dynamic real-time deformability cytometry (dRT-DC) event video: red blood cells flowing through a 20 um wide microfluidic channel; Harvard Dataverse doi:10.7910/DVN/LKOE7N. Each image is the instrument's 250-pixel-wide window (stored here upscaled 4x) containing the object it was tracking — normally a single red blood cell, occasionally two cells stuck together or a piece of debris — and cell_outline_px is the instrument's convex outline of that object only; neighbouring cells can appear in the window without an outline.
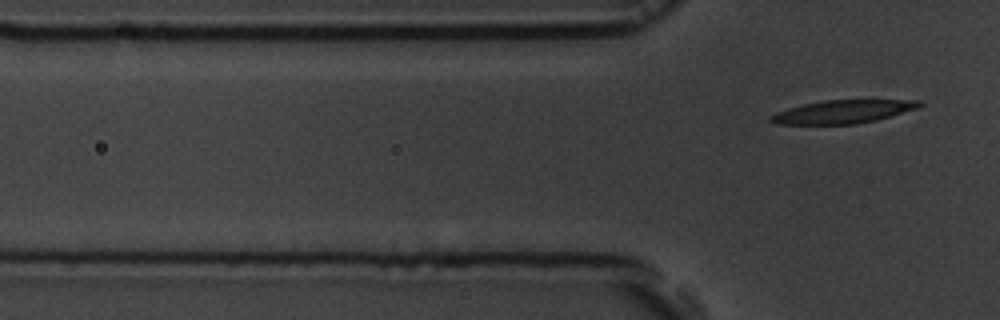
{"species": "common noctule bat (a hibernating species)", "species_latin": "Nyctalus noctula", "temperature_condition": "room temperature", "stored_images_in_passage": 5, "segment_of_instrument_passage": [2, 2], "camera_frame_rate_fps": 3000, "um_per_image_px": 0.085, "animal": {"sex": "male", "body_mass_g": 19.5, "forearm_length_mm": 54.6}, "frame": {"image": 1, "passage_image": 5, "time_ms": 4.667, "image_size_px": [1000, 320], "cell_outline_px": [[924, 104], [916, 108], [876, 120], [856, 124], [776, 124], [768, 120], [768, 116], [776, 112], [788, 108], [804, 104], [824, 100], [920, 100]], "centroid_in_image_um": [71.59, 9.49], "position_along_channel_um": 54.2, "area_um2": 20.0}}